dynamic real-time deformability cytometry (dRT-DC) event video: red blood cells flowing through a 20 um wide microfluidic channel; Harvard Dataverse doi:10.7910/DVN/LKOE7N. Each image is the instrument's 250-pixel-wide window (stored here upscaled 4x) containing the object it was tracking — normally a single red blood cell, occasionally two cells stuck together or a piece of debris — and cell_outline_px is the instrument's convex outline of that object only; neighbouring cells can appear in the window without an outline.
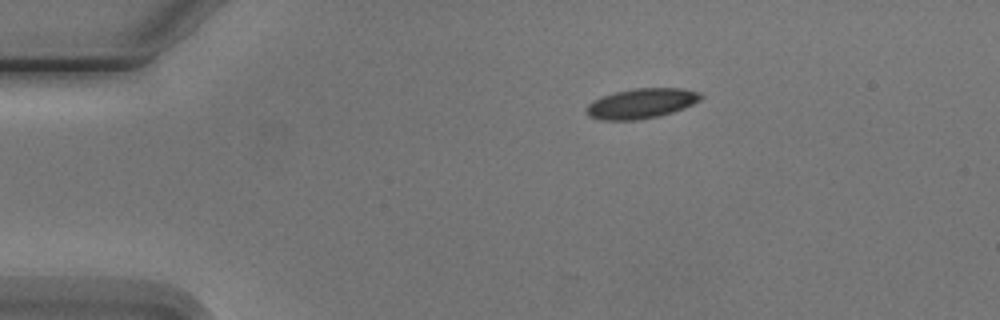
{"species": "Egyptian fruit bat (a non-hibernating species)", "species_latin": "Rousettus aegyptiacus", "temperature_condition": "cold", "stored_images_in_passage": 2, "camera_frame_rate_fps": 3000, "um_per_image_px": 0.085, "animal": {"sex": "male"}, "frame": {"image": 1, "passage_image": 1, "time_ms": 0.0, "image_size_px": [1000, 320], "cell_outline_px": [[704, 96], [700, 100], [684, 108], [660, 116], [636, 120], [600, 120], [588, 116], [588, 104], [592, 100], [600, 96], [616, 92], [636, 88], [684, 88], [700, 92]], "centroid_in_image_um": [54.53, 8.79], "position_along_channel_um": 30.5, "area_um2": 20.06}}